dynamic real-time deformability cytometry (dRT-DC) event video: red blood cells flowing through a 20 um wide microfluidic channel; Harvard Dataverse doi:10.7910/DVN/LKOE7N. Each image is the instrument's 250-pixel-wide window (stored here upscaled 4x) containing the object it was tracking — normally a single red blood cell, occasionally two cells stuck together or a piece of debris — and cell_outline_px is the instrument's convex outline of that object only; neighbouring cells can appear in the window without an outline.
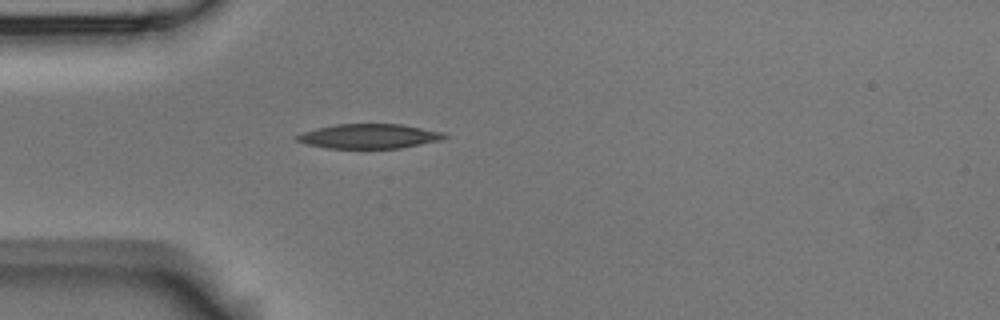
{"species": "Egyptian fruit bat (a non-hibernating species)", "species_latin": "Rousettus aegyptiacus", "temperature_condition": "room temperature", "stored_images_in_passage": 1, "camera_frame_rate_fps": 3000, "um_per_image_px": 0.085, "animal": {"sex": "male"}, "frame": {"image": 1, "passage_image": 1, "time_ms": 0.0, "image_size_px": [1000, 320], "cell_outline_px": [[448, 136], [440, 140], [400, 148], [328, 148], [308, 144], [296, 140], [292, 136], [316, 128], [336, 124], [400, 124], [440, 132]], "centroid_in_image_um": [31.31, 11.58], "position_along_channel_um": 53.7, "area_um2": 20.81}}